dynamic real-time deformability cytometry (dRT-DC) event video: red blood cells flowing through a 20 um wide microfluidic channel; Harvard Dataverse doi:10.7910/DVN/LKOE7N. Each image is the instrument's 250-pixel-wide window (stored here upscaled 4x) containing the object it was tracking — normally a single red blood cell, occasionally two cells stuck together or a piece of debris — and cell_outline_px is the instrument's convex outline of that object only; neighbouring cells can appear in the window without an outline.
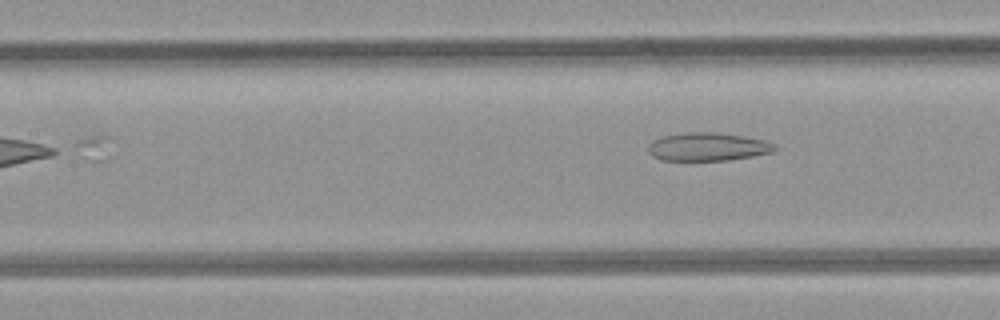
{"species": "common noctule bat (a hibernating species)", "species_latin": "Nyctalus noctula", "temperature_condition": "room temperature", "stored_images_in_passage": 6, "segment_of_instrument_passage": [2, 2], "camera_frame_rate_fps": 3000, "um_per_image_px": 0.085, "animal": {"sex": "female", "body_mass_g": 21.9}, "frame": {"image": 1, "passage_image": 6, "time_ms": 5.667, "image_size_px": [1000, 320], "cell_outline_px": [[776, 148], [772, 152], [752, 156], [728, 160], [660, 160], [652, 156], [648, 152], [648, 144], [652, 140], [664, 136], [688, 132], [716, 132], [744, 136], [764, 140], [776, 144]], "centroid_in_image_um": [60.14, 12.47], "position_along_channel_um": 147.3, "area_um2": 20.81}}